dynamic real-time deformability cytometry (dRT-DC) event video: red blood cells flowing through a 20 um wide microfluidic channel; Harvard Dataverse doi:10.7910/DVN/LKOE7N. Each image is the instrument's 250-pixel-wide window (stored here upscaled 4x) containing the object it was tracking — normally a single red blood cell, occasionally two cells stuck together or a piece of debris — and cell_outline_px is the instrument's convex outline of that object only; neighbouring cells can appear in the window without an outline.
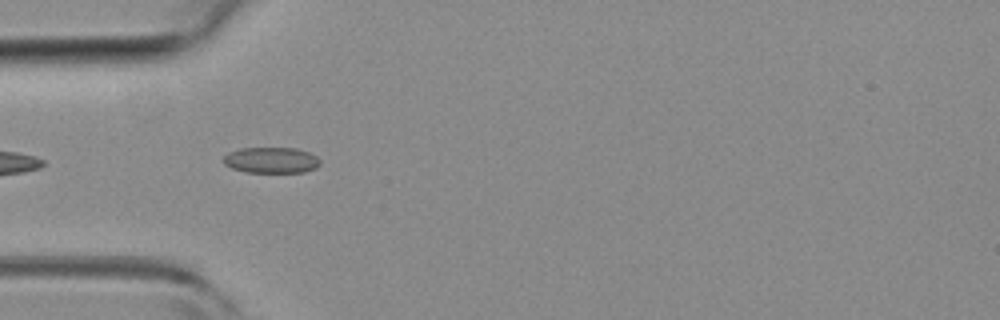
{"species": "common noctule bat (a hibernating species)", "species_latin": "Nyctalus noctula", "temperature_condition": "room temperature", "stored_images_in_passage": 21, "camera_frame_rate_fps": 3000, "um_per_image_px": 0.085, "animal": {"sex": "female", "body_mass_g": 19.3, "forearm_length_mm": 54.1}, "frame": {"image": 1, "passage_image": 1, "time_ms": 0.0, "image_size_px": [1000, 320], "cell_outline_px": [[320, 164], [316, 168], [304, 172], [244, 172], [232, 168], [224, 164], [224, 156], [228, 152], [240, 148], [296, 148], [308, 152], [316, 156], [320, 160]], "centroid_in_image_um": [23.05, 13.61], "position_along_channel_um": 61.9, "area_um2": 14.62}}